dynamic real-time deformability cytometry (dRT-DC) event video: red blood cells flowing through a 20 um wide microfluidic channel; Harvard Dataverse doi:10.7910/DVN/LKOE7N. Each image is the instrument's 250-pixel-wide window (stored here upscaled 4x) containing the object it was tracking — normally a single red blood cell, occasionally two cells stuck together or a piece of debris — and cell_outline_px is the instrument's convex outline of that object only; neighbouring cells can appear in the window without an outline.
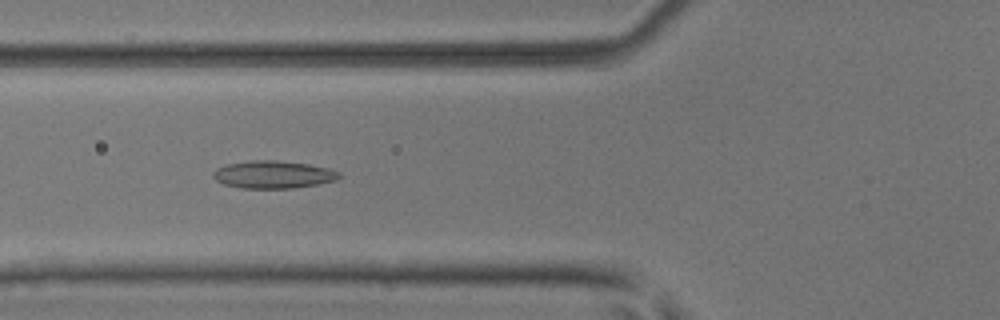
{"species": "common noctule bat (a hibernating species)", "species_latin": "Nyctalus noctula", "temperature_condition": "room temperature", "stored_images_in_passage": 38, "camera_frame_rate_fps": 3000, "um_per_image_px": 0.085, "animal": {"sex": "male", "body_mass_g": 17.9, "forearm_length_mm": 54.2}, "frame": {"image": 1, "passage_image": 13, "time_ms": 4.0, "image_size_px": [1000, 320], "cell_outline_px": [[340, 176], [336, 180], [320, 184], [292, 188], [240, 188], [224, 184], [216, 180], [212, 176], [212, 172], [216, 168], [224, 164], [248, 160], [276, 160], [308, 164], [328, 168], [340, 172]], "centroid_in_image_um": [23.19, 14.83], "position_along_channel_um": 102.6, "area_um2": 20.46}}
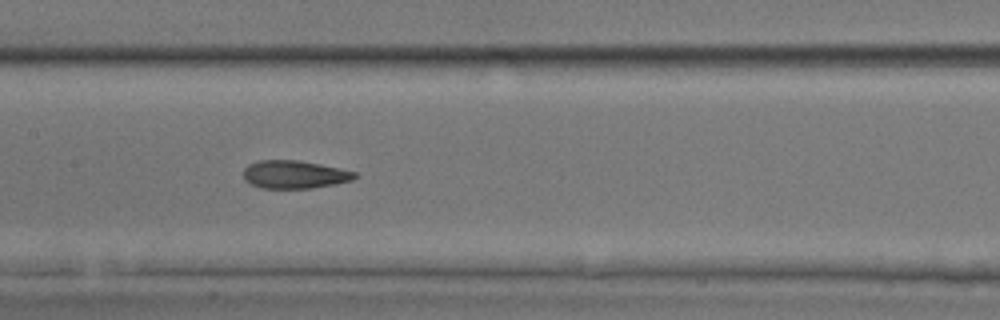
{"frame": {"image": 2, "passage_image": 19, "time_ms": 6.0, "image_size_px": [1000, 320], "cell_outline_px": [[356, 176], [352, 180], [336, 184], [312, 188], [260, 188], [244, 180], [244, 168], [248, 164], [260, 160], [296, 160], [320, 164], [340, 168], [356, 172]], "centroid_in_image_um": [25.02, 14.83], "position_along_channel_um": 182.4, "area_um2": 18.15}}
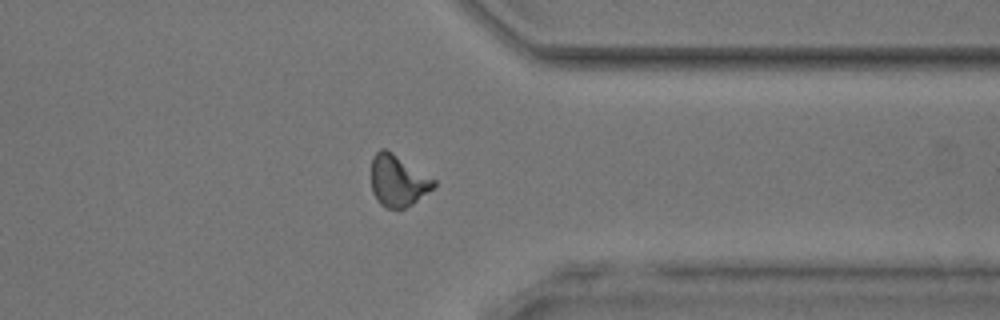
{"frame": {"image": 3, "passage_image": 34, "time_ms": 11.0, "image_size_px": [1000, 320], "cell_outline_px": [[436, 184], [432, 188], [412, 204], [404, 208], [388, 208], [380, 204], [376, 200], [372, 192], [372, 156], [380, 148], [384, 148], [392, 152], [436, 180]], "centroid_in_image_um": [33.8, 15.35], "position_along_channel_um": 377.6, "area_um2": 18.55}, "authors_computed_cell_mechanics": {"area_um2": 18.6694, "velocity_mm_per_s": 3.9914, "shape_relaxation_time_tau1_ms": null, "shape_relaxation_time_tau2_ms": 2.1059, "deformation_change_tau1": null, "deformation_change_tau2": 0.0994}}